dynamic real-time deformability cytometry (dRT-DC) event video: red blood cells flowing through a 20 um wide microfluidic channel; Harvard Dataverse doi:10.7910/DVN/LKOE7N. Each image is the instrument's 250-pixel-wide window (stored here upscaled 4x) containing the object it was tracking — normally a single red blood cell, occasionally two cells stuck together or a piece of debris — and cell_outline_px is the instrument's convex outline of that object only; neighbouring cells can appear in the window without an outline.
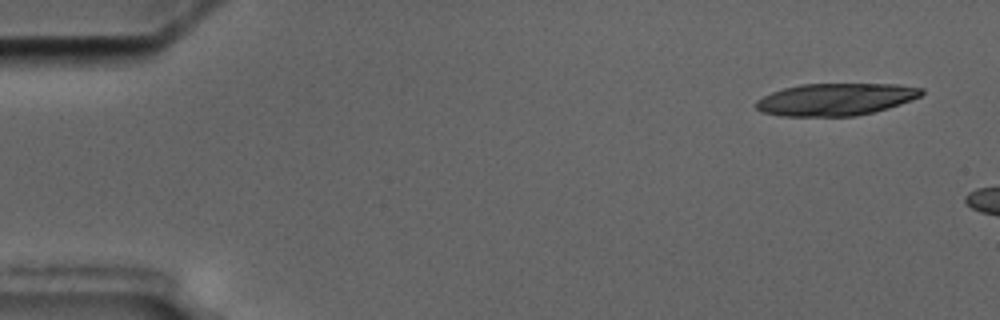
{"species": "common noctule bat (a hibernating species)", "species_latin": "Nyctalus noctula", "temperature_condition": "cold", "stored_images_in_passage": 2, "camera_frame_rate_fps": 3000, "um_per_image_px": 0.085, "animal": {"sex": "male", "body_mass_g": 17.5, "forearm_length_mm": 52.3}, "frame": {"image": 1, "passage_image": 1, "time_ms": 0.0, "image_size_px": [1000, 320], "cell_outline_px": [[924, 92], [920, 96], [912, 100], [888, 108], [856, 116], [780, 116], [764, 112], [756, 108], [756, 100], [772, 92], [784, 88], [800, 84], [896, 84], [924, 88]], "centroid_in_image_um": [71.05, 8.44], "position_along_channel_um": 14.0, "area_um2": 31.04}}